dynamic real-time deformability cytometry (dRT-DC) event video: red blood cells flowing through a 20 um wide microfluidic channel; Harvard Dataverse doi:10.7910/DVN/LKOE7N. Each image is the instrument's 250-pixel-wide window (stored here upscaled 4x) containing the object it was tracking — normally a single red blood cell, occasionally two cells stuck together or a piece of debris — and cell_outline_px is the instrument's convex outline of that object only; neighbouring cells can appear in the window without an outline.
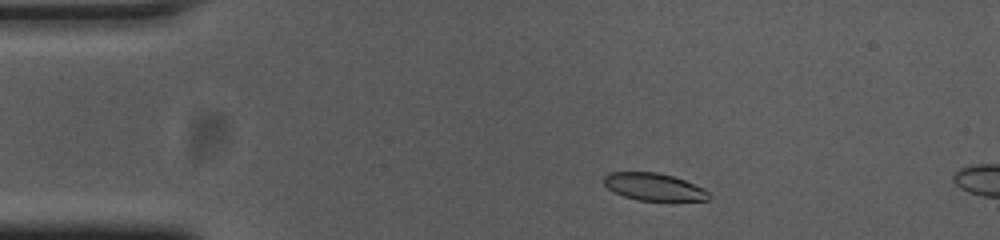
{"species": "common noctule bat (a hibernating species)", "species_latin": "Nyctalus noctula", "temperature_condition": "cold", "stored_images_in_passage": 6, "camera_frame_rate_fps": 3000, "um_per_image_px": 0.085, "animal": {"sex": "female", "body_mass_g": 23.0, "forearm_length_mm": 53.4}, "frame": {"image": 1, "passage_image": 2, "time_ms": 0.333, "image_size_px": [1000, 240], "cell_outline_px": [[712, 196], [708, 200], [636, 200], [624, 196], [608, 188], [604, 184], [604, 176], [608, 172], [656, 172], [672, 176], [684, 180], [704, 188]], "centroid_in_image_um": [55.58, 15.87], "position_along_channel_um": 29.4, "area_um2": 16.59}}